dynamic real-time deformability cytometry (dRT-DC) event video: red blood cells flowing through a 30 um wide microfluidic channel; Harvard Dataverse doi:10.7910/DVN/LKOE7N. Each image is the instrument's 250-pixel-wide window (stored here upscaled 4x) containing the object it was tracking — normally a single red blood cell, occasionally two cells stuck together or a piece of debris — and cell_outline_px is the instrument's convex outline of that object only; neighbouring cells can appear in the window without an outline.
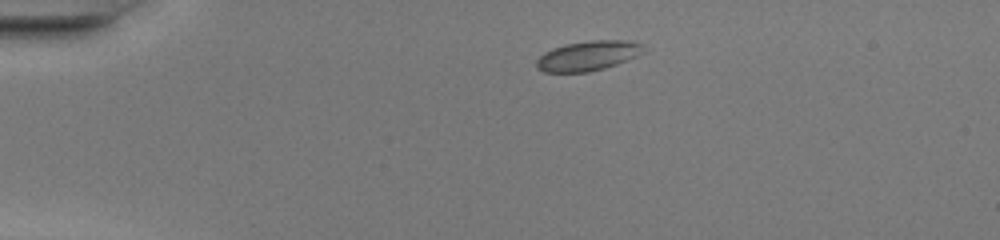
{"species": "common noctule bat (a hibernating species)", "species_latin": "Nyctalus noctula", "temperature_condition": "warm", "stored_images_in_passage": 39, "camera_frame_rate_fps": 3000, "um_per_image_px": 0.085, "animal": {"sex": "female", "body_mass_g": 20.0, "forearm_length_mm": 54.0}, "frame": {"image": 1, "passage_image": 1, "time_ms": 0.0, "image_size_px": [1000, 240], "cell_outline_px": [[644, 52], [628, 60], [604, 68], [588, 72], [544, 72], [536, 68], [536, 60], [544, 52], [552, 48], [564, 44], [588, 40], [628, 40], [644, 44]], "centroid_in_image_um": [49.98, 4.73], "position_along_channel_um": 35.0, "area_um2": 18.79}}
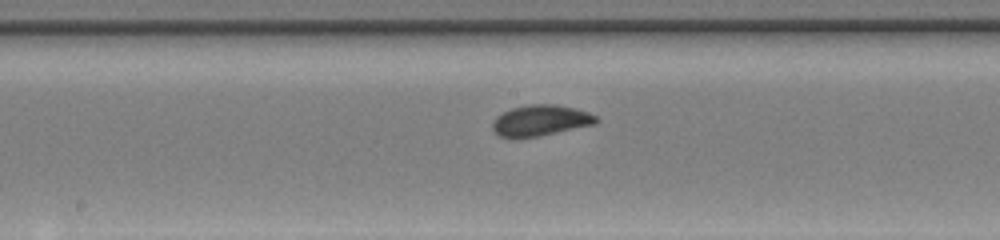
{"frame": {"image": 2, "passage_image": 17, "time_ms": 5.333, "image_size_px": [1000, 240], "cell_outline_px": [[600, 120], [596, 124], [540, 136], [512, 140], [508, 140], [500, 136], [492, 128], [492, 124], [496, 116], [512, 108], [528, 104], [556, 104], [576, 108], [588, 112], [596, 116]], "centroid_in_image_um": [45.93, 10.26], "position_along_channel_um": 202.3, "area_um2": 19.13}}
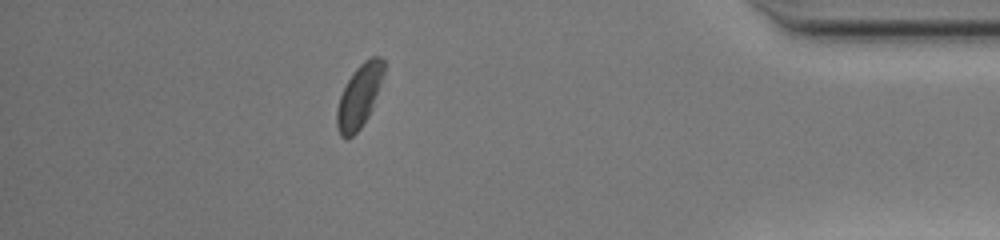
{"frame": {"image": 3, "passage_image": 34, "time_ms": 11.0, "image_size_px": [1000, 240], "cell_outline_px": [[384, 72], [372, 108], [368, 116], [360, 128], [352, 136], [340, 136], [336, 128], [336, 108], [340, 96], [348, 80], [356, 68], [364, 60], [372, 56], [380, 56], [384, 60]], "centroid_in_image_um": [30.52, 8.16], "position_along_channel_um": 404.7, "area_um2": 17.05}, "authors_computed_cell_mechanics": {"area_um2": 17.9758, "velocity_mm_per_s": 4.2357, "shape_relaxation_time_tau1_ms": 1.6107, "shape_relaxation_time_tau2_ms": null, "deformation_change_tau1": 0.0941, "deformation_change_tau2": null}}